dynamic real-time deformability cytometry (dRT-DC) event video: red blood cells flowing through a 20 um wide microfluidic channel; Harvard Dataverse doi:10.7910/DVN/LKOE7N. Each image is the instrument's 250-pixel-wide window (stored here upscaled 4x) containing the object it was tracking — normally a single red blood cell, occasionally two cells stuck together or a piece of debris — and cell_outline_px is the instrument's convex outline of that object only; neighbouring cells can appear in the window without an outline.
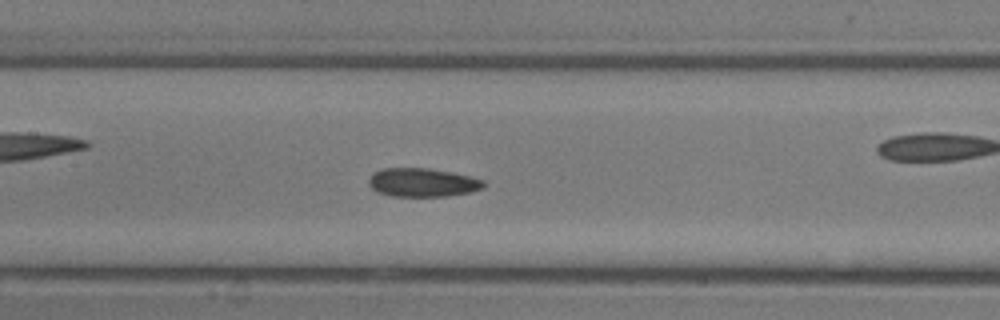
{"species": "common noctule bat (a hibernating species)", "species_latin": "Nyctalus noctula", "temperature_condition": "room temperature", "stored_images_in_passage": 12, "camera_frame_rate_fps": 3000, "um_per_image_px": 0.085, "animal": {"sex": "male", "body_mass_g": 13.3}, "frame": {"image": 1, "passage_image": 6, "time_ms": 1.667, "image_size_px": [1000, 320], "cell_outline_px": [[484, 188], [472, 192], [448, 196], [392, 196], [376, 192], [368, 184], [368, 180], [376, 172], [384, 168], [428, 168], [452, 172], [484, 180]], "centroid_in_image_um": [35.93, 15.52], "position_along_channel_um": 171.5, "area_um2": 19.13}}
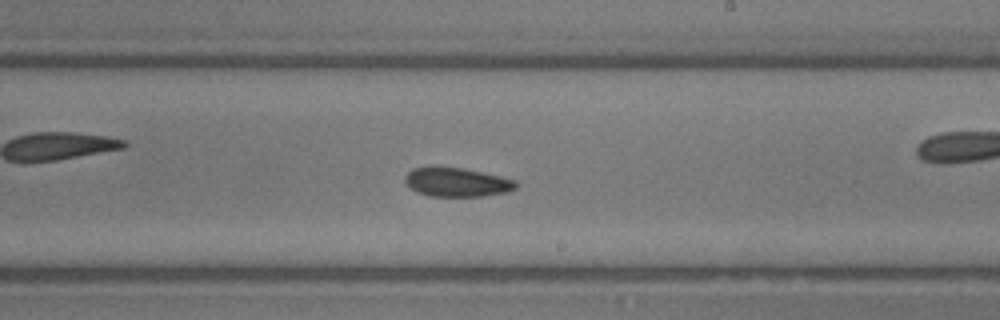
{"frame": {"image": 2, "passage_image": 9, "time_ms": 2.667, "image_size_px": [1000, 320], "cell_outline_px": [[520, 184], [516, 188], [508, 192], [484, 196], [428, 196], [416, 192], [404, 180], [404, 176], [412, 168], [460, 168], [500, 176], [516, 180]], "centroid_in_image_um": [38.88, 15.51], "position_along_channel_um": 250.1, "area_um2": 18.5}}
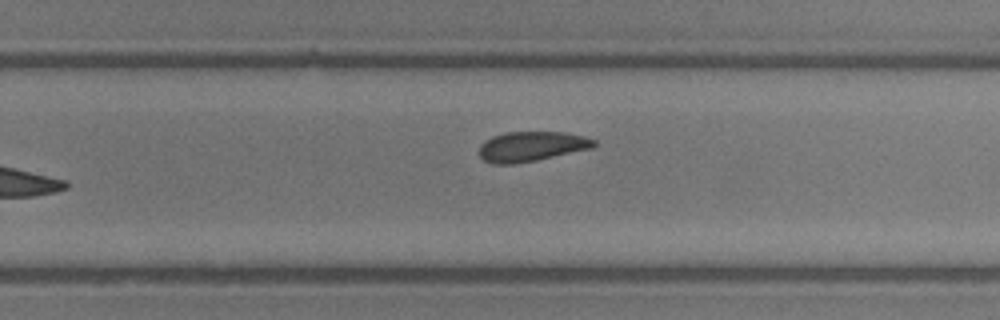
{"frame": {"image": 3, "passage_image": 12, "time_ms": 3.667, "image_size_px": [1000, 320], "cell_outline_px": [[596, 144], [592, 148], [536, 160], [512, 164], [492, 164], [484, 160], [480, 156], [480, 144], [484, 140], [492, 136], [508, 132], [564, 132], [584, 136], [596, 140]], "centroid_in_image_um": [45.16, 12.44], "position_along_channel_um": 284.6, "area_um2": 19.94}}